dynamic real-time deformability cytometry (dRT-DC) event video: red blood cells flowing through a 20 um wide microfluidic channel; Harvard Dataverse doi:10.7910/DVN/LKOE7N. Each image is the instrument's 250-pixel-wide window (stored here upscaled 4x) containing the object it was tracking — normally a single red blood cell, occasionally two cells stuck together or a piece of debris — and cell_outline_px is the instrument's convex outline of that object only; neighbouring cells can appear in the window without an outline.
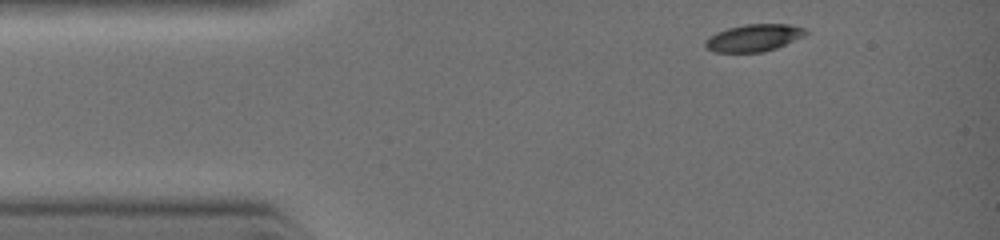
{"species": "common noctule bat (a hibernating species)", "species_latin": "Nyctalus noctula", "temperature_condition": "warm", "stored_images_in_passage": 6, "camera_frame_rate_fps": 3000, "um_per_image_px": 0.085, "animal": {"sex": "female", "body_mass_g": 19.0, "forearm_length_mm": 51.5}, "frame": {"image": 1, "passage_image": 1, "time_ms": 0.0, "image_size_px": [1000, 240], "cell_outline_px": [[808, 32], [804, 36], [776, 48], [760, 52], [712, 52], [704, 44], [704, 40], [708, 36], [716, 32], [728, 28], [744, 24], [788, 24], [804, 28]], "centroid_in_image_um": [64.04, 3.21], "position_along_channel_um": 21.0, "area_um2": 15.9}}
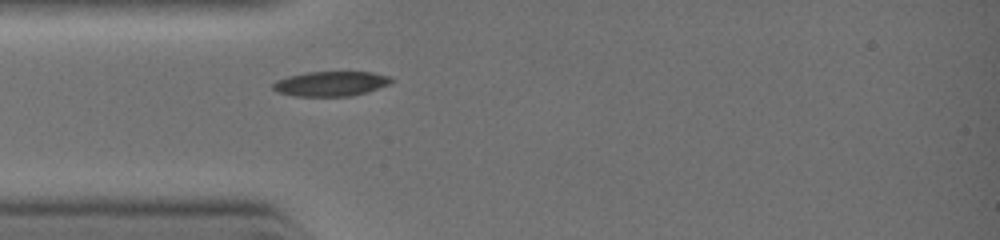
{"frame": {"image": 2, "passage_image": 6, "time_ms": 1.667, "image_size_px": [1000, 240], "cell_outline_px": [[392, 80], [388, 84], [368, 92], [352, 96], [292, 96], [276, 92], [272, 88], [272, 84], [276, 80], [288, 76], [308, 72], [372, 72], [392, 76]], "centroid_in_image_um": [28.09, 7.12], "position_along_channel_um": 56.9, "area_um2": 17.22}}